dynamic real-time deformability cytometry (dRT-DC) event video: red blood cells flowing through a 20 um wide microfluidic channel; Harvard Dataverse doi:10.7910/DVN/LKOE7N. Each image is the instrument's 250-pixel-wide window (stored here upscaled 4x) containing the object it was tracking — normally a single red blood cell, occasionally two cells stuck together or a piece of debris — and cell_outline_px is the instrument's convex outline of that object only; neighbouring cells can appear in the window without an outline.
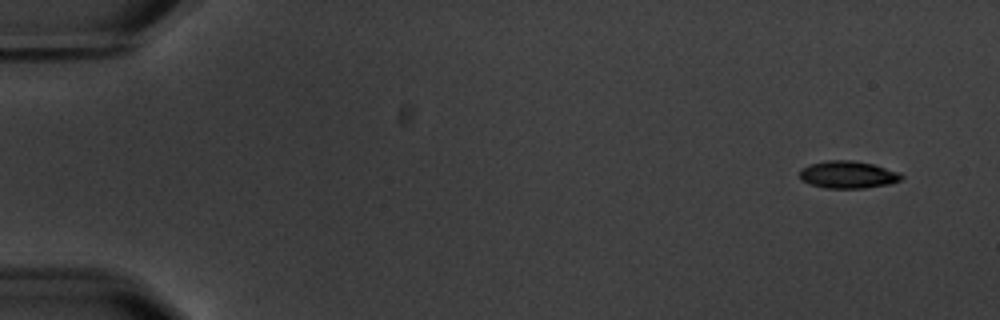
{"species": "common noctule bat (a hibernating species)", "species_latin": "Nyctalus noctula", "temperature_condition": "warm", "stored_images_in_passage": 5, "camera_frame_rate_fps": 3000, "um_per_image_px": 0.085, "animal": {"sex": "male", "body_mass_g": 20.1, "forearm_length_mm": 53.5}, "frame": {"image": 1, "passage_image": 1, "time_ms": 0.0, "image_size_px": [1000, 320], "cell_outline_px": [[904, 176], [900, 180], [892, 184], [864, 188], [824, 188], [800, 180], [800, 168], [808, 164], [824, 160], [852, 160], [872, 164], [896, 172]], "centroid_in_image_um": [72.02, 14.84], "position_along_channel_um": 13.0, "area_um2": 16.24}}
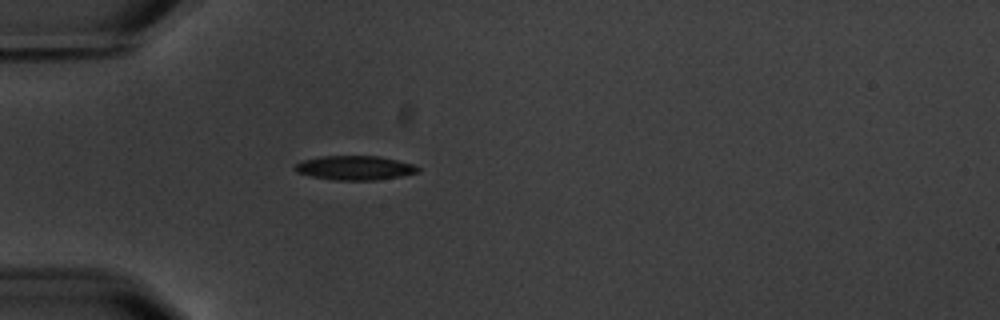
{"frame": {"image": 2, "passage_image": 5, "time_ms": 4.667, "image_size_px": [1000, 320], "cell_outline_px": [[420, 172], [400, 176], [376, 180], [336, 180], [312, 176], [296, 172], [292, 168], [296, 164], [304, 160], [320, 156], [380, 156], [416, 164], [420, 168]], "centroid_in_image_um": [30.2, 14.26], "position_along_channel_um": 54.8, "area_um2": 17.46}}